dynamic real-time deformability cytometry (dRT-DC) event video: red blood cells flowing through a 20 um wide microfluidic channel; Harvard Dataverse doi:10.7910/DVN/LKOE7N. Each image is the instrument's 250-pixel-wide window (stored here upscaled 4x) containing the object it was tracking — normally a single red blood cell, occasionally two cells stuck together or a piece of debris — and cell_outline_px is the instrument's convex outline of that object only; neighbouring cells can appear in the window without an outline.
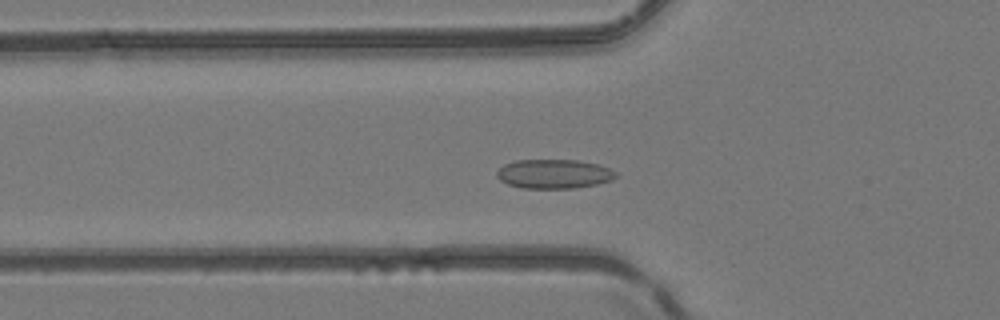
{"species": "common noctule bat (a hibernating species)", "species_latin": "Nyctalus noctula", "temperature_condition": "room temperature", "stored_images_in_passage": 45, "camera_frame_rate_fps": 3000, "um_per_image_px": 0.085, "animal": {"sex": "female", "body_mass_g": 24.6, "forearm_length_mm": 56.2}, "frame": {"image": 1, "passage_image": 13, "time_ms": 4.0, "image_size_px": [1000, 320], "cell_outline_px": [[616, 176], [612, 180], [596, 184], [572, 188], [524, 188], [508, 184], [500, 180], [496, 176], [496, 172], [504, 164], [516, 160], [576, 160], [600, 164], [616, 172]], "centroid_in_image_um": [47.07, 14.77], "position_along_channel_um": 78.7, "area_um2": 20.17}}
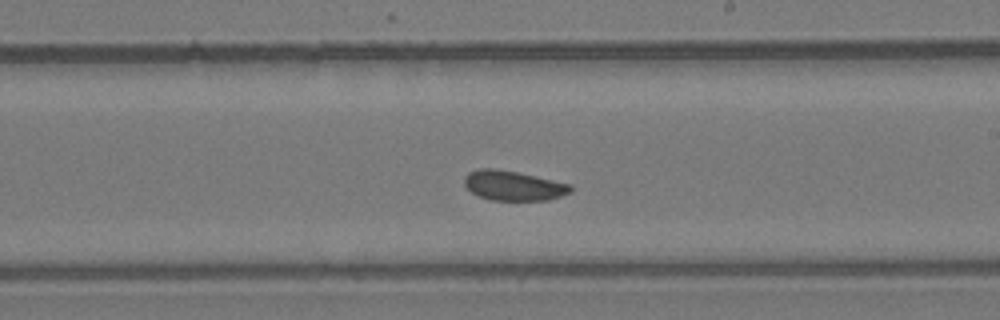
{"frame": {"image": 2, "passage_image": 25, "time_ms": 8.0, "image_size_px": [1000, 320], "cell_outline_px": [[572, 192], [548, 200], [492, 200], [480, 196], [472, 192], [464, 184], [464, 176], [468, 172], [480, 168], [492, 168], [516, 172], [572, 184]], "centroid_in_image_um": [43.64, 15.77], "position_along_channel_um": 245.4, "area_um2": 18.32}}
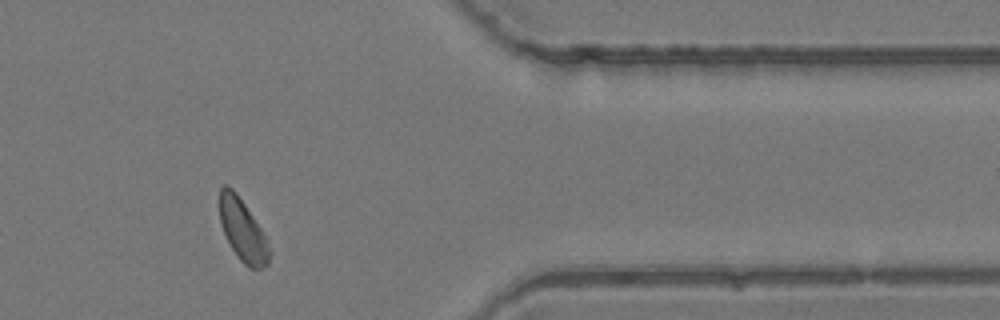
{"frame": {"image": 3, "passage_image": 37, "time_ms": 12.0, "image_size_px": [1000, 320], "cell_outline_px": [[272, 252], [268, 264], [260, 268], [248, 268], [240, 260], [232, 248], [220, 224], [220, 188], [224, 184], [228, 184], [236, 192], [260, 228]], "centroid_in_image_um": [20.63, 19.58], "position_along_channel_um": 390.8, "area_um2": 17.69}, "authors_computed_cell_mechanics": {"area_um2": 19.074, "velocity_mm_per_s": 4.1536, "shape_relaxation_time_tau1_ms": 9.6382, "shape_relaxation_time_tau2_ms": 1.3795, "deformation_change_tau1": 0.0982, "deformation_change_tau2": 0.0515}}